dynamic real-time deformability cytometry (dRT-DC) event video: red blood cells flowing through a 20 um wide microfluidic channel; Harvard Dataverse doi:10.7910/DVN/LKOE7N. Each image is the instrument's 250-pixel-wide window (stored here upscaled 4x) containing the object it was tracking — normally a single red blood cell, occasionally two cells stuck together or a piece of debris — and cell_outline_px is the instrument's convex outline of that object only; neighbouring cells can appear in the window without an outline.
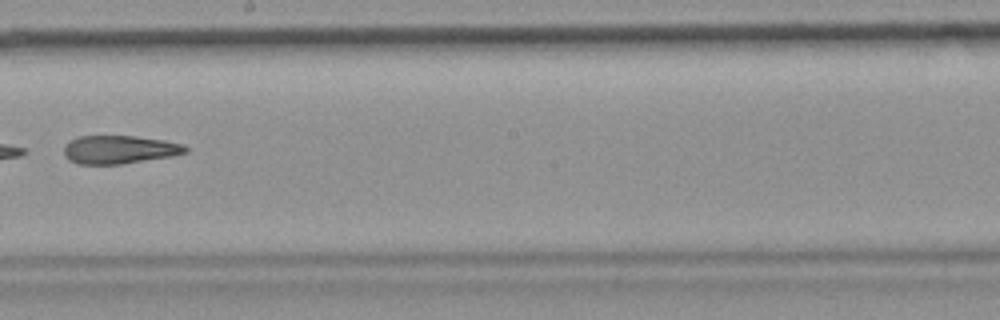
{"species": "common noctule bat (a hibernating species)", "species_latin": "Nyctalus noctula", "temperature_condition": "room temperature", "stored_images_in_passage": 8, "camera_frame_rate_fps": 3000, "um_per_image_px": 0.085, "animal": {"sex": "female", "body_mass_g": 19.9}, "frame": {"image": 1, "passage_image": 7, "time_ms": 7.333, "image_size_px": [1000, 320], "cell_outline_px": [[188, 152], [172, 156], [120, 164], [76, 164], [68, 160], [64, 156], [64, 148], [68, 140], [80, 136], [136, 136], [164, 140], [184, 144], [188, 148]], "centroid_in_image_um": [10.13, 12.71], "position_along_channel_um": 238.1, "area_um2": 20.17}}